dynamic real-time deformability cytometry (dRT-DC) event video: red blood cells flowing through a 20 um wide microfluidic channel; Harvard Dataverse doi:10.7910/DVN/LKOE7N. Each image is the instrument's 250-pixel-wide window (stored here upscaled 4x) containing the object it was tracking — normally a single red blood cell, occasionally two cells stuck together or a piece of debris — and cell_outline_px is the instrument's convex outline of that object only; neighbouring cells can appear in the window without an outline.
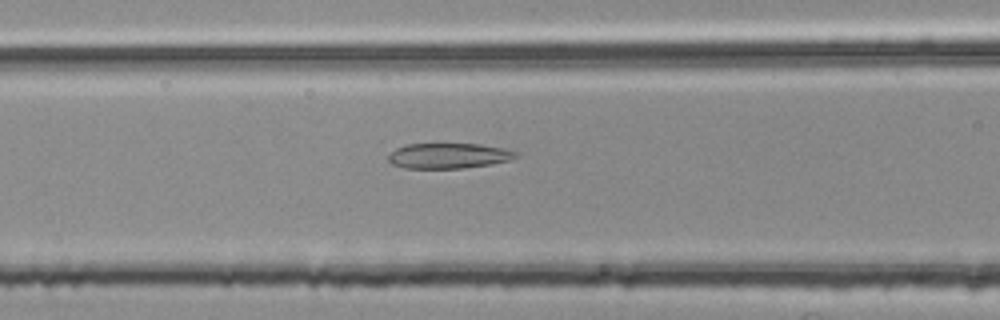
{"species": "common noctule bat (a hibernating species)", "species_latin": "Nyctalus noctula", "temperature_condition": "room temperature", "stored_images_in_passage": 35, "camera_frame_rate_fps": 3000, "um_per_image_px": 0.085, "animal": {"sex": "female", "body_mass_g": 25.1}, "frame": {"image": 1, "passage_image": 9, "time_ms": 2.667, "image_size_px": [1000, 320], "cell_outline_px": [[520, 156], [508, 160], [492, 164], [464, 168], [404, 168], [392, 164], [388, 160], [388, 156], [396, 148], [408, 144], [480, 144], [504, 148], [520, 152]], "centroid_in_image_um": [38.17, 13.24], "position_along_channel_um": 128.4, "area_um2": 18.9}}
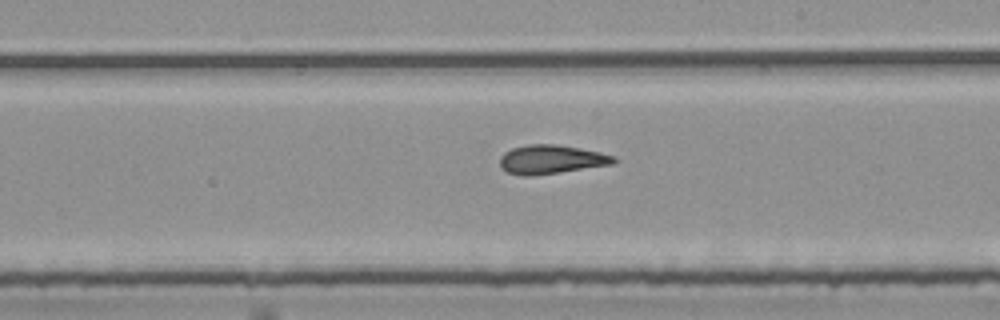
{"frame": {"image": 2, "passage_image": 18, "time_ms": 5.667, "image_size_px": [1000, 320], "cell_outline_px": [[620, 160], [612, 164], [532, 176], [524, 176], [508, 172], [500, 164], [500, 156], [504, 152], [512, 148], [528, 144], [556, 144], [580, 148], [600, 152], [616, 156]], "centroid_in_image_um": [46.88, 13.54], "position_along_channel_um": 242.1, "area_um2": 19.13}}
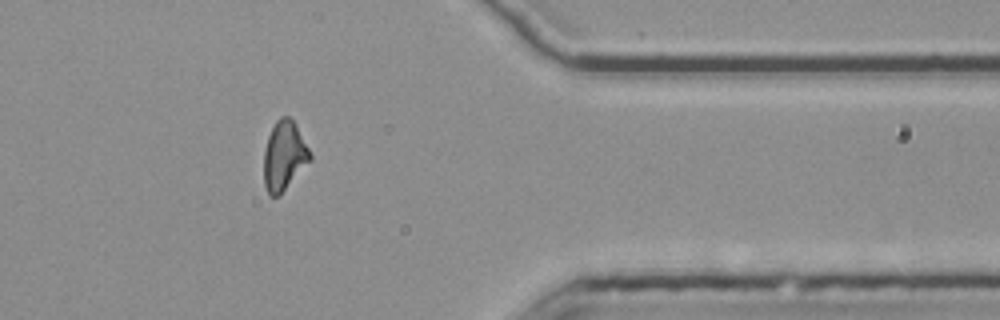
{"frame": {"image": 3, "passage_image": 31, "time_ms": 10.0, "image_size_px": [1000, 320], "cell_outline_px": [[312, 160], [280, 196], [268, 196], [264, 184], [264, 148], [268, 136], [276, 120], [280, 116], [288, 116], [292, 120], [308, 148], [312, 156]], "centroid_in_image_um": [24.14, 13.3], "position_along_channel_um": 387.3, "area_um2": 18.73}, "authors_computed_cell_mechanics": {"area_um2": 18.9006, "velocity_mm_per_s": 3.8038, "shape_relaxation_time_tau1_ms": null, "shape_relaxation_time_tau2_ms": 3.6288, "deformation_change_tau1": null, "deformation_change_tau2": 0.1441}}